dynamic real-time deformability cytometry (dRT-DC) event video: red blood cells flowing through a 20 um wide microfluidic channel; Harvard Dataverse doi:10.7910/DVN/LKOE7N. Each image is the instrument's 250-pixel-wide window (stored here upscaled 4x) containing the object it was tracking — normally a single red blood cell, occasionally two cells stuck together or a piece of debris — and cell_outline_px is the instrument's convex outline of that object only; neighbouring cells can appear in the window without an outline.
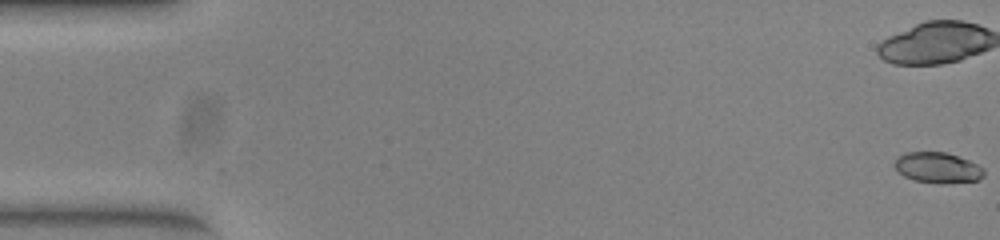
{"species": "common noctule bat (a hibernating species)", "species_latin": "Nyctalus noctula", "temperature_condition": "warm", "stored_images_in_passage": 52, "camera_frame_rate_fps": 3000, "um_per_image_px": 0.085, "animal": {"sex": "female", "body_mass_g": 23.0, "forearm_length_mm": 53.4}, "frame": {"image": 1, "passage_image": 1, "time_ms": 0.0, "image_size_px": [1000, 240], "cell_outline_px": [[984, 176], [980, 180], [948, 184], [944, 184], [916, 180], [904, 176], [896, 168], [896, 156], [904, 152], [948, 152], [968, 160], [984, 168]], "centroid_in_image_um": [79.74, 14.25], "position_along_channel_um": 5.3, "area_um2": 16.01}}